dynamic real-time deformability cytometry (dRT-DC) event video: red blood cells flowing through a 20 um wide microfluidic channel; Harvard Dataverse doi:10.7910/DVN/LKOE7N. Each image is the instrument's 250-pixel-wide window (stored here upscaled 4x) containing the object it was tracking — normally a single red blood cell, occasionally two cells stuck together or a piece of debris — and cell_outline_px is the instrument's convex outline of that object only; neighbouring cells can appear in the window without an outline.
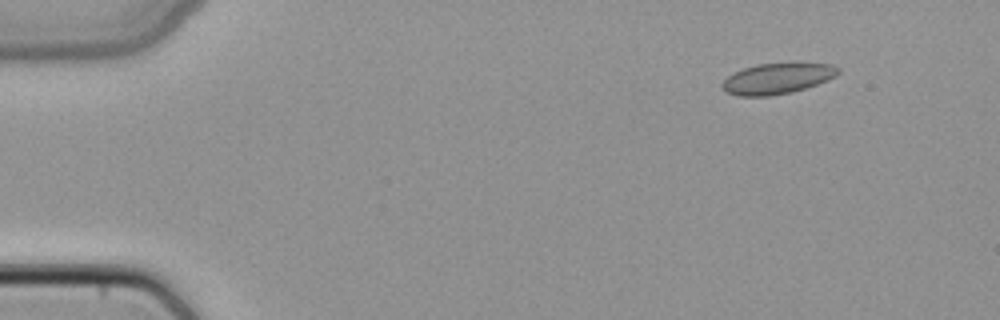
{"species": "common noctule bat (a hibernating species)", "species_latin": "Nyctalus noctula", "temperature_condition": "cold", "stored_images_in_passage": 4, "camera_frame_rate_fps": 3000, "um_per_image_px": 0.085, "animal": {"sex": "female", "body_mass_g": 22.7, "forearm_length_mm": 54.2}, "frame": {"image": 1, "passage_image": 1, "time_ms": 0.0, "image_size_px": [1000, 320], "cell_outline_px": [[840, 72], [836, 76], [828, 80], [792, 92], [768, 96], [736, 96], [720, 88], [720, 84], [728, 76], [744, 68], [756, 64], [832, 64], [840, 68]], "centroid_in_image_um": [66.04, 6.69], "position_along_channel_um": 19.0, "area_um2": 20.52}}
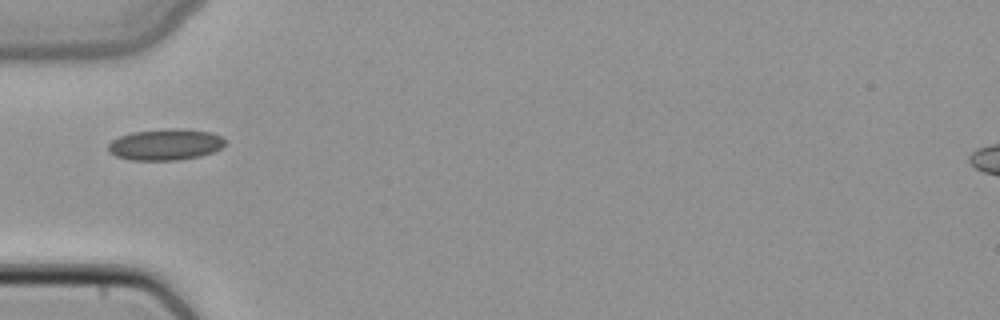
{"frame": {"image": 2, "passage_image": 4, "time_ms": 1.0, "image_size_px": [1000, 320], "cell_outline_px": [[228, 140], [220, 148], [212, 152], [200, 156], [176, 160], [132, 160], [116, 156], [108, 152], [108, 144], [112, 140], [120, 136], [132, 132], [168, 128], [176, 128], [212, 132]], "centroid_in_image_um": [14.06, 12.28], "position_along_channel_um": 70.9, "area_um2": 21.33}}